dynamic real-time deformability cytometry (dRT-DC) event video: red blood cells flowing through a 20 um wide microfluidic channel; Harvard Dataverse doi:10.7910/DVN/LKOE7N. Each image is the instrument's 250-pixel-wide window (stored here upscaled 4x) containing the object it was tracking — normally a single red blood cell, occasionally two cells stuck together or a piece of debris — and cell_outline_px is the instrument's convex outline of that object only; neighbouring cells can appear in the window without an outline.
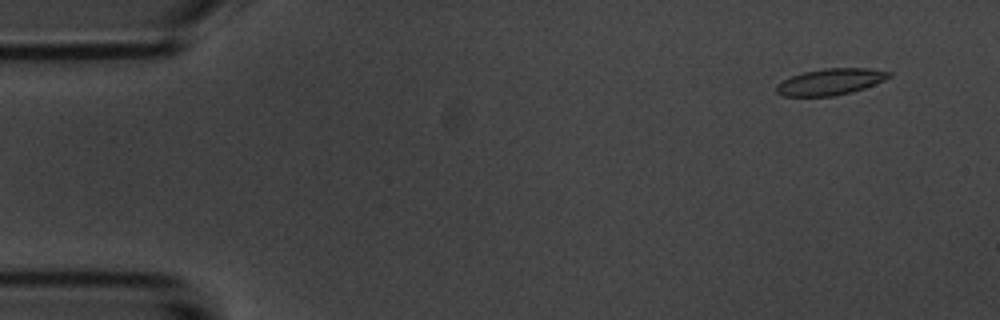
{"species": "common noctule bat (a hibernating species)", "species_latin": "Nyctalus noctula", "temperature_condition": "room temperature", "stored_images_in_passage": 3, "camera_frame_rate_fps": 3000, "um_per_image_px": 0.085, "animal": {"sex": "male", "body_mass_g": 20.1, "forearm_length_mm": 53.5}, "frame": {"image": 1, "passage_image": 1, "time_ms": 0.0, "image_size_px": [1000, 320], "cell_outline_px": [[892, 76], [884, 80], [864, 88], [852, 92], [832, 96], [780, 96], [776, 92], [776, 84], [792, 76], [804, 72], [824, 68], [868, 68], [892, 72]], "centroid_in_image_um": [70.59, 6.95], "position_along_channel_um": 14.4, "area_um2": 17.28}}
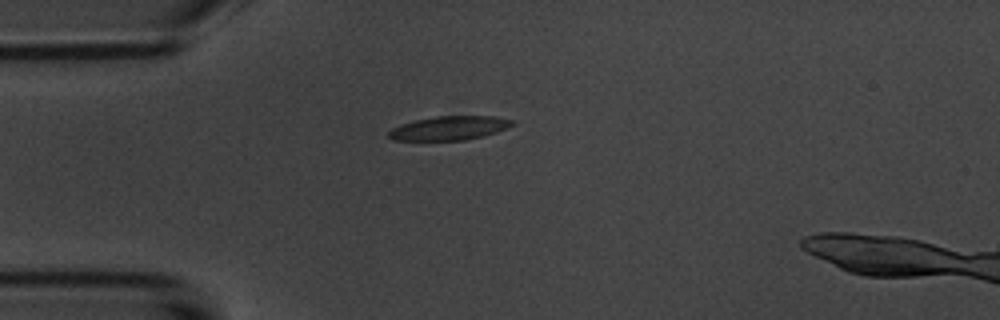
{"frame": {"image": 2, "passage_image": 3, "time_ms": 3.333, "image_size_px": [1000, 320], "cell_outline_px": [[516, 124], [508, 128], [484, 136], [464, 140], [392, 140], [388, 136], [388, 132], [392, 128], [400, 124], [416, 120], [436, 116], [496, 116], [516, 120]], "centroid_in_image_um": [38.25, 10.88], "position_along_channel_um": 46.8, "area_um2": 17.4}}